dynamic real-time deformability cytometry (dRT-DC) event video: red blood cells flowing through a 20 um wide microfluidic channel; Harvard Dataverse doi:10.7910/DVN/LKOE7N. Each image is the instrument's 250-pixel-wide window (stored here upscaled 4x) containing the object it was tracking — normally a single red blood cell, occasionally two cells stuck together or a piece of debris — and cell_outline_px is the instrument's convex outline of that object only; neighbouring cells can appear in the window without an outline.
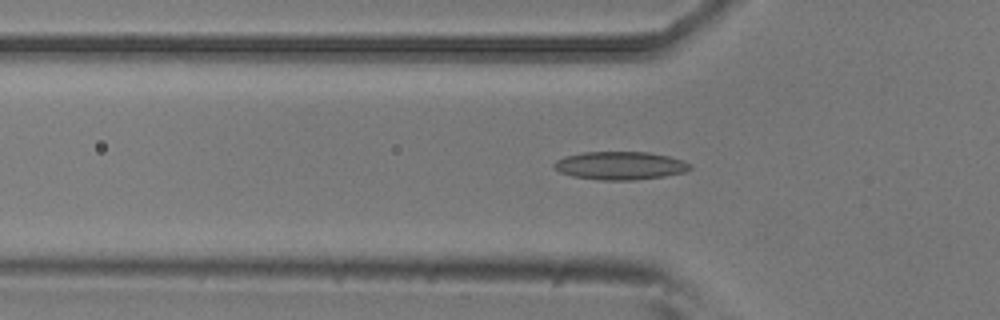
{"species": "common noctule bat (a hibernating species)", "species_latin": "Nyctalus noctula", "temperature_condition": "room temperature", "stored_images_in_passage": 47, "camera_frame_rate_fps": 3000, "um_per_image_px": 0.085, "animal": {"sex": "male", "body_mass_g": 20.5, "forearm_length_mm": 52.5}, "frame": {"image": 1, "passage_image": 17, "time_ms": 5.333, "image_size_px": [1000, 320], "cell_outline_px": [[692, 168], [684, 172], [664, 176], [636, 180], [604, 180], [572, 176], [560, 172], [552, 168], [552, 164], [556, 160], [568, 156], [584, 152], [648, 152], [668, 156], [680, 160], [688, 164]], "centroid_in_image_um": [52.67, 14.08], "position_along_channel_um": 73.1, "area_um2": 22.08}}
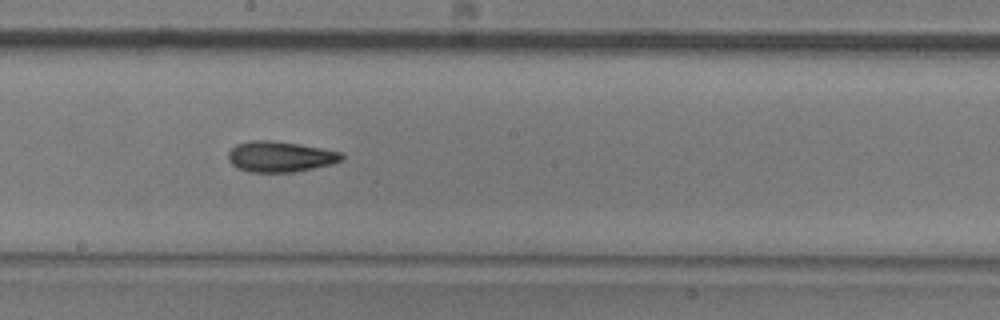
{"frame": {"image": 2, "passage_image": 29, "time_ms": 9.333, "image_size_px": [1000, 320], "cell_outline_px": [[344, 160], [332, 164], [292, 172], [252, 172], [240, 168], [232, 164], [228, 160], [228, 152], [236, 144], [248, 140], [272, 140], [300, 144], [344, 152]], "centroid_in_image_um": [23.84, 13.3], "position_along_channel_um": 224.4, "area_um2": 20.4}}
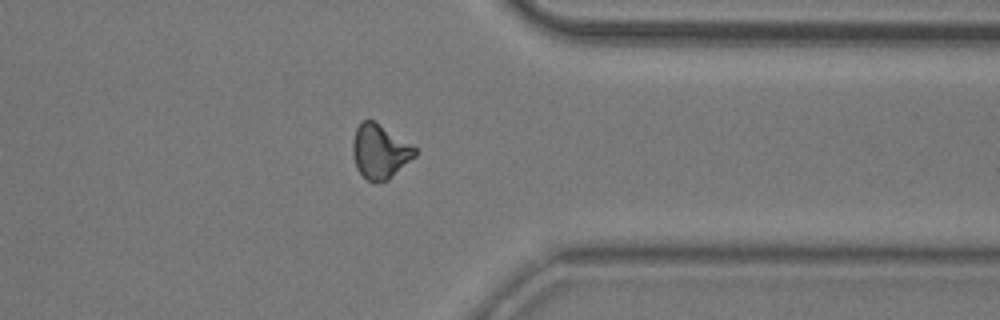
{"frame": {"image": 3, "passage_image": 42, "time_ms": 13.667, "image_size_px": [1000, 320], "cell_outline_px": [[416, 156], [388, 180], [368, 180], [356, 168], [352, 152], [352, 140], [356, 128], [360, 120], [372, 120], [416, 148]], "centroid_in_image_um": [32.26, 12.87], "position_along_channel_um": 379.1, "area_um2": 19.25}}